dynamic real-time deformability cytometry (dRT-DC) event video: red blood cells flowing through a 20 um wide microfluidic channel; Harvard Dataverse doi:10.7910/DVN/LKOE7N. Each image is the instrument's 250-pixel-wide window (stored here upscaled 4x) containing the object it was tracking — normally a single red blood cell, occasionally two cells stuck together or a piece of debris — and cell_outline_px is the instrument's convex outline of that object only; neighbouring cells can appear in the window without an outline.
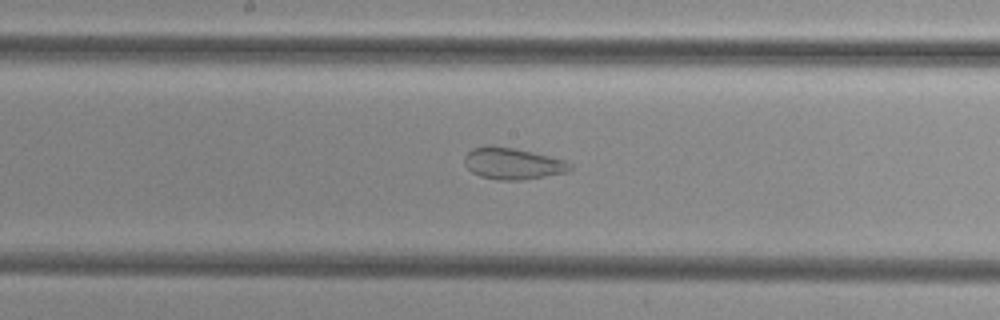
{"species": "common noctule bat (a hibernating species)", "species_latin": "Nyctalus noctula", "temperature_condition": "cold", "stored_images_in_passage": 47, "camera_frame_rate_fps": 3000, "um_per_image_px": 0.085, "animal": {"sex": "female", "body_mass_g": 29.2, "forearm_length_mm": 56.3}, "frame": {"image": 1, "passage_image": 26, "time_ms": 8.333, "image_size_px": [1000, 320], "cell_outline_px": [[572, 168], [568, 172], [524, 180], [496, 180], [480, 176], [472, 172], [464, 164], [464, 156], [472, 148], [484, 144], [492, 144], [516, 148], [564, 160], [572, 164]], "centroid_in_image_um": [43.54, 13.89], "position_along_channel_um": 204.7, "area_um2": 19.77}}
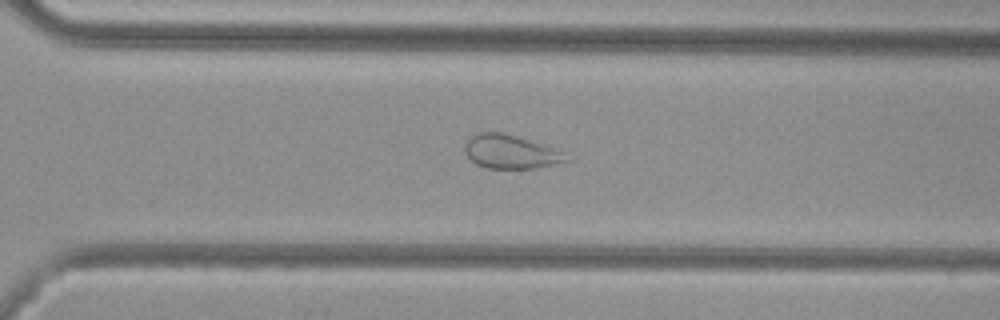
{"frame": {"image": 2, "passage_image": 35, "time_ms": 11.333, "image_size_px": [1000, 320], "cell_outline_px": [[572, 160], [556, 164], [536, 168], [484, 168], [476, 164], [464, 152], [464, 144], [476, 132], [504, 132], [560, 148]], "centroid_in_image_um": [43.46, 12.89], "position_along_channel_um": 327.1, "area_um2": 20.46}}
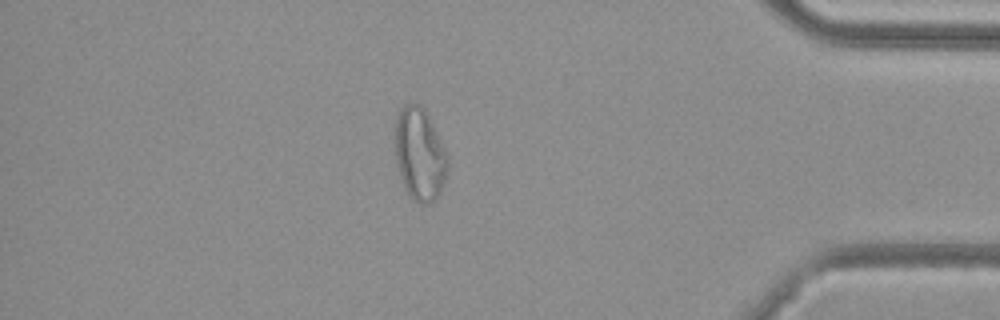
{"frame": {"image": 3, "passage_image": 43, "time_ms": 14.0, "image_size_px": [1000, 320], "cell_outline_px": [[448, 172], [440, 192], [432, 200], [424, 204], [420, 204], [412, 200], [408, 196], [404, 188], [396, 164], [396, 116], [400, 108], [404, 104], [420, 104], [424, 108], [444, 148], [448, 160]], "centroid_in_image_um": [35.66, 13.13], "position_along_channel_um": 399.5, "area_um2": 28.21}}